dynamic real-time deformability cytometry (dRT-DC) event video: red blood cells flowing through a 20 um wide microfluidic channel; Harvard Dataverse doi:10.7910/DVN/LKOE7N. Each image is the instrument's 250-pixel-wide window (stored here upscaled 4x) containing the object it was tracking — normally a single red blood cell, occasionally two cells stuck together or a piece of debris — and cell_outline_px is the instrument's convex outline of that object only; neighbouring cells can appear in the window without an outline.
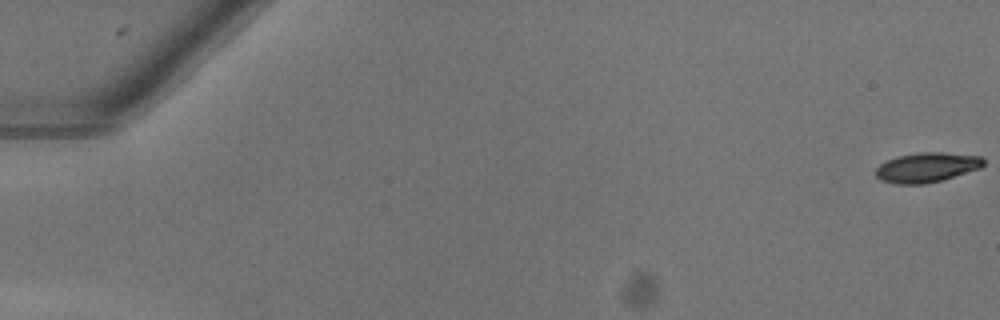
{"species": "common noctule bat (a hibernating species)", "species_latin": "Nyctalus noctula", "temperature_condition": "warm", "stored_images_in_passage": 53, "camera_frame_rate_fps": 3000, "um_per_image_px": 0.085, "animal": {"sex": "female"}, "frame": {"image": 1, "passage_image": 1, "time_ms": 0.0, "image_size_px": [1000, 320], "cell_outline_px": [[984, 164], [980, 168], [940, 180], [924, 184], [896, 184], [880, 180], [876, 176], [876, 168], [880, 164], [888, 160], [900, 156], [920, 152], [944, 152], [980, 156], [984, 160]], "centroid_in_image_um": [78.76, 14.22], "position_along_channel_um": 6.2, "area_um2": 18.44}}
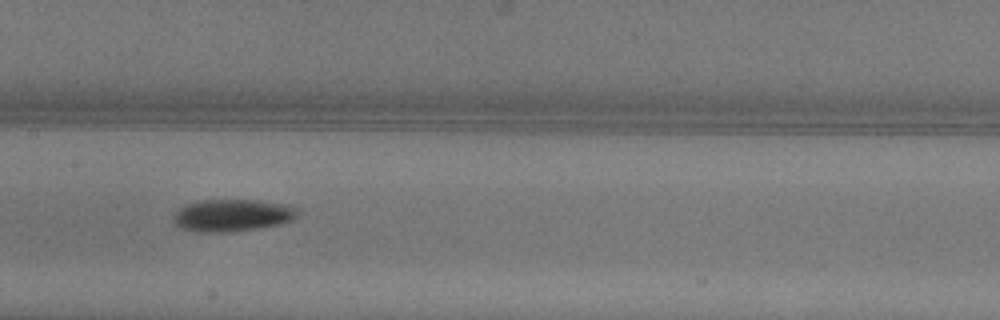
{"frame": {"image": 2, "passage_image": 28, "time_ms": 9.0, "image_size_px": [1000, 320], "cell_outline_px": [[296, 212], [292, 220], [280, 224], [256, 228], [224, 232], [200, 232], [180, 228], [172, 220], [176, 212], [180, 208], [188, 204], [200, 200], [256, 200], [288, 204], [296, 208]], "centroid_in_image_um": [19.72, 18.29], "position_along_channel_um": 187.7, "area_um2": 23.0}}
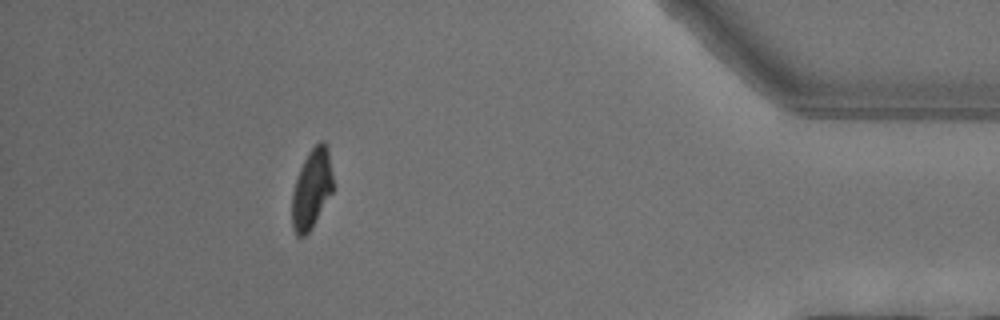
{"frame": {"image": 3, "passage_image": 48, "time_ms": 15.667, "image_size_px": [1000, 320], "cell_outline_px": [[332, 192], [312, 228], [304, 236], [296, 236], [292, 228], [292, 192], [300, 168], [308, 152], [320, 140], [324, 140], [328, 148], [332, 176]], "centroid_in_image_um": [26.48, 16.06], "position_along_channel_um": 408.7, "area_um2": 18.9}, "authors_computed_cell_mechanics": {"area_um2": 20.2878, "velocity_mm_per_s": 4.0575, "shape_relaxation_time_tau1_ms": 2.3273, "shape_relaxation_time_tau2_ms": null, "deformation_change_tau1": 0.1419, "deformation_change_tau2": null}}